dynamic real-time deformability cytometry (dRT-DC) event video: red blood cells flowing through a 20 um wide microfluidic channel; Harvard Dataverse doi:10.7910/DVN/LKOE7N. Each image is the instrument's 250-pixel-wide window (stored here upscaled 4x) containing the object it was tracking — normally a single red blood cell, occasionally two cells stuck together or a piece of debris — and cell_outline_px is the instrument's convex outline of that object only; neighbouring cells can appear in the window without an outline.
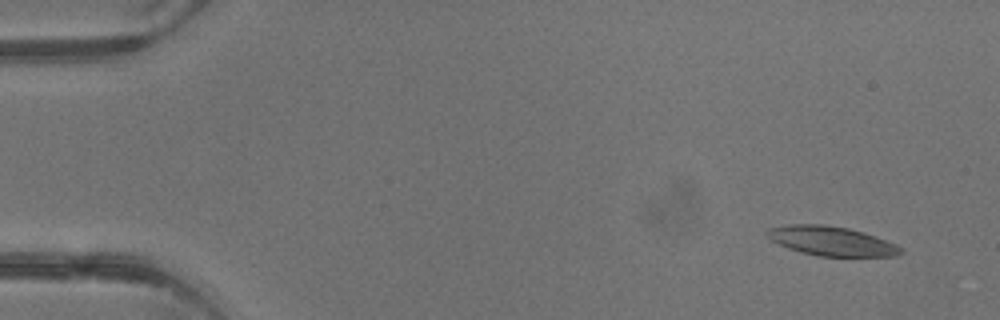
{"species": "common noctule bat (a hibernating species)", "species_latin": "Nyctalus noctula", "temperature_condition": "warm", "stored_images_in_passage": 3, "camera_frame_rate_fps": 3000, "um_per_image_px": 0.085, "animal": {"sex": "male", "body_mass_g": 13.3}, "frame": {"image": 1, "passage_image": 1, "time_ms": 0.0, "image_size_px": [1000, 320], "cell_outline_px": [[904, 252], [892, 256], [820, 256], [800, 252], [788, 248], [772, 240], [764, 232], [768, 228], [788, 224], [824, 224], [848, 228], [864, 232], [876, 236], [896, 244], [904, 248]], "centroid_in_image_um": [70.68, 20.48], "position_along_channel_um": 14.3, "area_um2": 22.89}}
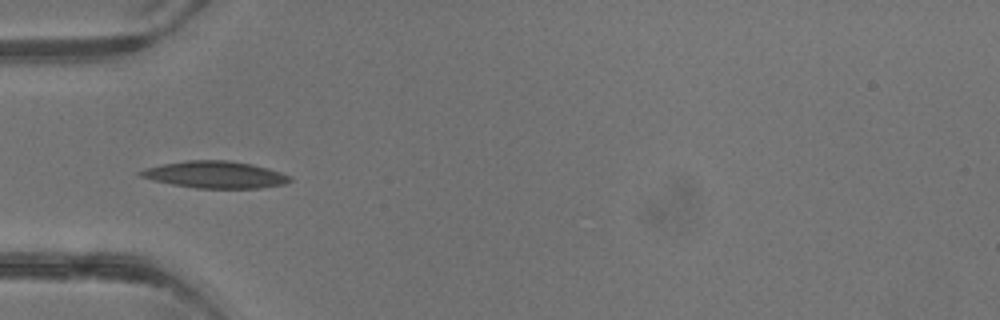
{"frame": {"image": 2, "passage_image": 3, "time_ms": 3.333, "image_size_px": [1000, 320], "cell_outline_px": [[292, 180], [284, 184], [260, 188], [196, 188], [172, 184], [152, 180], [140, 176], [136, 172], [144, 168], [164, 164], [188, 160], [228, 160], [252, 164], [268, 168], [292, 176]], "centroid_in_image_um": [18.29, 14.84], "position_along_channel_um": 66.7, "area_um2": 23.47}}